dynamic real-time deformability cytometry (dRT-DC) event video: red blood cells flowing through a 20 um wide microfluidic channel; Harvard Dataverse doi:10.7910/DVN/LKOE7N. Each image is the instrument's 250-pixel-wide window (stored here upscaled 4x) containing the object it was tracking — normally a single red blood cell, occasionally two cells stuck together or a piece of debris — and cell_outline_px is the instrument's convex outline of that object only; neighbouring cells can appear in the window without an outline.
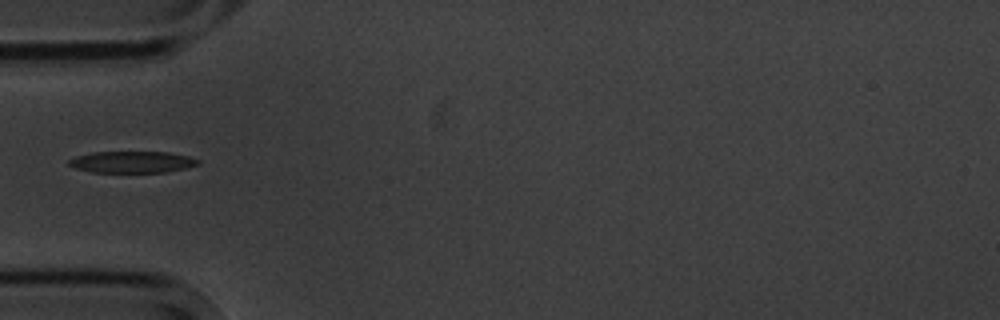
{"species": "common noctule bat (a hibernating species)", "species_latin": "Nyctalus noctula", "temperature_condition": "cold", "stored_images_in_passage": 5, "camera_frame_rate_fps": 3000, "um_per_image_px": 0.085, "animal": {"sex": "male", "body_mass_g": 20.1, "forearm_length_mm": 53.5}, "frame": {"image": 1, "passage_image": 5, "time_ms": 5.333, "image_size_px": [1000, 320], "cell_outline_px": [[200, 164], [168, 172], [92, 172], [76, 168], [68, 164], [68, 160], [76, 156], [92, 152], [168, 152], [188, 156], [200, 160]], "centroid_in_image_um": [11.24, 13.77], "position_along_channel_um": 73.8, "area_um2": 16.18}}